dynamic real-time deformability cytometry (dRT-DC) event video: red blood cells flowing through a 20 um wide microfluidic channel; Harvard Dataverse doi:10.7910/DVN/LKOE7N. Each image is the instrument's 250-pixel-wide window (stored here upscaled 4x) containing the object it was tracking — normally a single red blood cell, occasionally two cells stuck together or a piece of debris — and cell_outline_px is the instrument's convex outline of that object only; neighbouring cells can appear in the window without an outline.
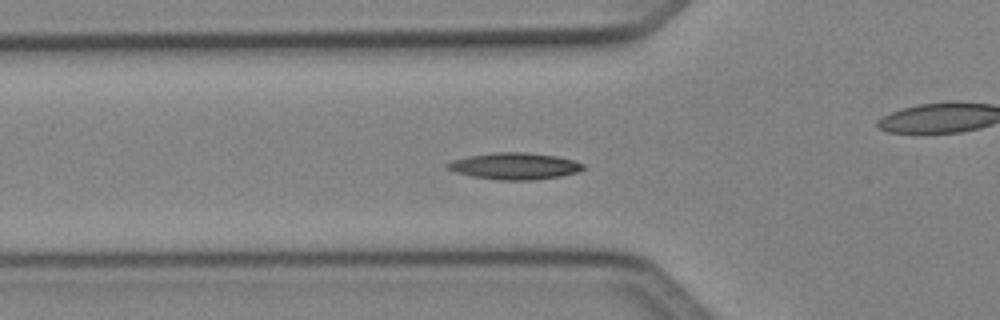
{"species": "Egyptian fruit bat (a non-hibernating species)", "species_latin": "Rousettus aegyptiacus", "temperature_condition": "cold", "stored_images_in_passage": 42, "camera_frame_rate_fps": 3000, "um_per_image_px": 0.085, "animal": {"sex": "female"}, "frame": {"image": 1, "passage_image": 9, "time_ms": 2.667, "image_size_px": [1000, 320], "cell_outline_px": [[584, 168], [576, 172], [560, 176], [536, 180], [500, 180], [472, 176], [456, 172], [444, 168], [444, 164], [452, 160], [468, 156], [492, 152], [524, 152], [556, 156], [572, 160], [584, 164]], "centroid_in_image_um": [43.68, 14.11], "position_along_channel_um": 82.1, "area_um2": 21.1}}
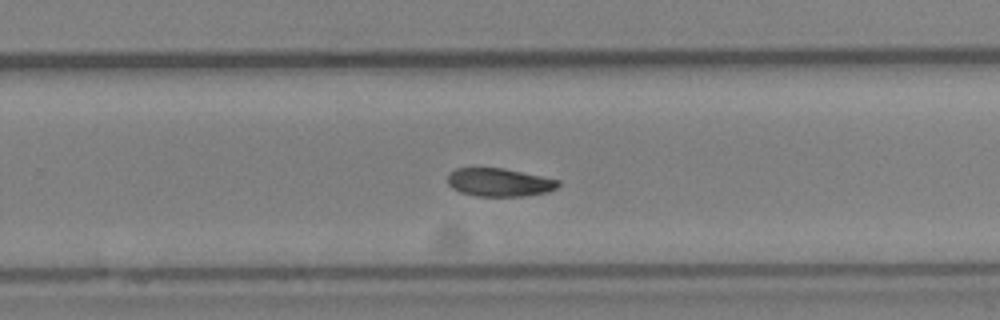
{"frame": {"image": 2, "passage_image": 24, "time_ms": 7.667, "image_size_px": [1000, 320], "cell_outline_px": [[560, 184], [556, 188], [548, 192], [524, 196], [476, 196], [460, 192], [452, 188], [448, 184], [448, 176], [456, 168], [504, 168], [560, 180]], "centroid_in_image_um": [42.46, 15.5], "position_along_channel_um": 287.3, "area_um2": 18.15}}
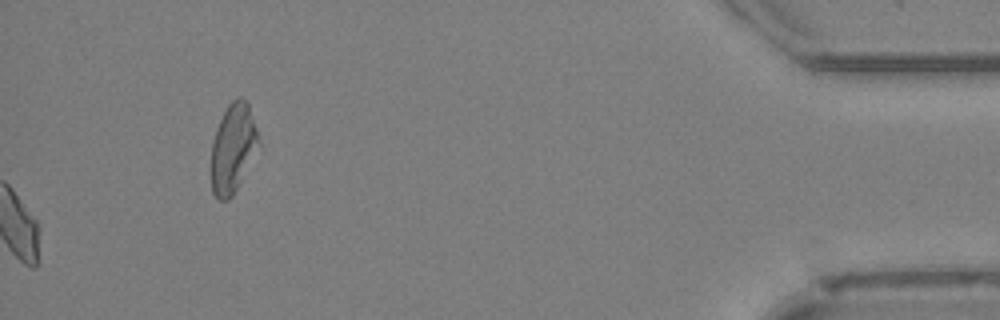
{"frame": {"image": 3, "passage_image": 42, "time_ms": 13.667, "image_size_px": [1000, 320], "cell_outline_px": [[260, 144], [232, 196], [228, 200], [220, 200], [212, 192], [212, 140], [216, 128], [228, 104], [232, 100], [240, 96], [248, 104], [260, 140]], "centroid_in_image_um": [19.8, 12.58], "position_along_channel_um": 415.4, "area_um2": 24.1}, "authors_computed_cell_mechanics": {"area_um2": 19.074, "velocity_mm_per_s": 4.1184, "shape_relaxation_time_tau1_ms": 7.5743, "shape_relaxation_time_tau2_ms": null, "deformation_change_tau1": 0.1433, "deformation_change_tau2": null}}